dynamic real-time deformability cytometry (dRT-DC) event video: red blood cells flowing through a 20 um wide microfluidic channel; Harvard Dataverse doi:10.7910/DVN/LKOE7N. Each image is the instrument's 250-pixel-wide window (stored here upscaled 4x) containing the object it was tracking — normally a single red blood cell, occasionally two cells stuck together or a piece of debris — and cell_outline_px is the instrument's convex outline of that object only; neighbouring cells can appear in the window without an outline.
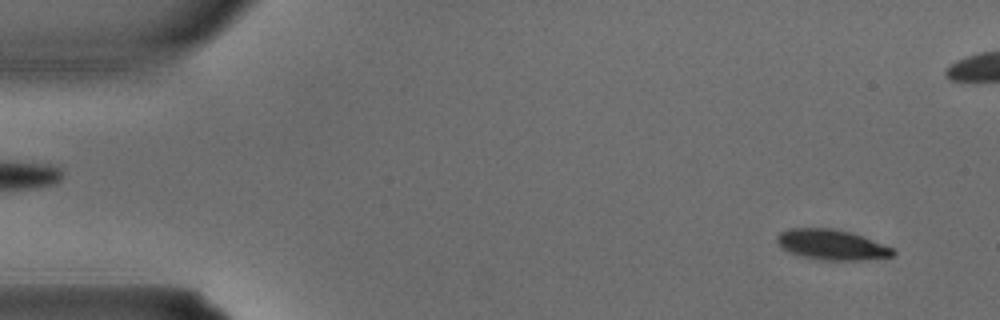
{"species": "common noctule bat (a hibernating species)", "species_latin": "Nyctalus noctula", "temperature_condition": "warm", "stored_images_in_passage": 4, "segment_of_instrument_passage": [2, 2], "camera_frame_rate_fps": 3000, "um_per_image_px": 0.085, "animal": {"sex": "male", "body_mass_g": 15.6}, "frame": {"image": 1, "passage_image": 4, "time_ms": 1.0, "image_size_px": [1000, 320], "cell_outline_px": [[896, 252], [892, 256], [864, 260], [820, 260], [804, 256], [780, 248], [776, 240], [776, 236], [780, 232], [788, 228], [832, 228], [852, 232], [892, 248]], "centroid_in_image_um": [70.66, 20.79], "position_along_channel_um": 14.3, "area_um2": 20.4}}